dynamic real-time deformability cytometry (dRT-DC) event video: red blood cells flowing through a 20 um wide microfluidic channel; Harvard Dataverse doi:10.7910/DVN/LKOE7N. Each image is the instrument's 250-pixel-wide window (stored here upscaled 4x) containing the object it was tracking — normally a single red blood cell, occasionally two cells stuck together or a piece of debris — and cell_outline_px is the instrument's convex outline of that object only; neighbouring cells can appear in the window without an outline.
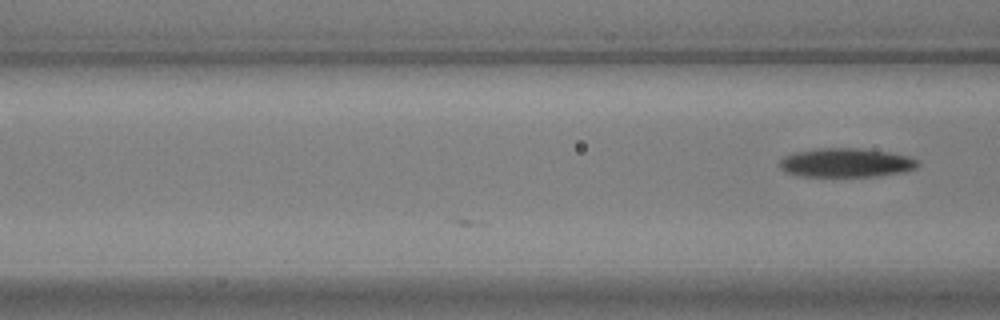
{"species": "common noctule bat (a hibernating species)", "species_latin": "Nyctalus noctula", "temperature_condition": "warm", "stored_images_in_passage": 5, "camera_frame_rate_fps": 3000, "um_per_image_px": 0.085, "animal": {"sex": "male", "body_mass_g": 17.9, "forearm_length_mm": 54.2}, "frame": {"image": 1, "passage_image": 5, "time_ms": 1.333, "image_size_px": [1000, 320], "cell_outline_px": [[920, 164], [916, 168], [904, 172], [876, 176], [800, 176], [784, 172], [780, 168], [780, 160], [784, 156], [796, 152], [816, 148], [860, 148], [888, 152], [908, 156], [916, 160]], "centroid_in_image_um": [71.9, 13.83], "position_along_channel_um": 94.7, "area_um2": 23.35}}